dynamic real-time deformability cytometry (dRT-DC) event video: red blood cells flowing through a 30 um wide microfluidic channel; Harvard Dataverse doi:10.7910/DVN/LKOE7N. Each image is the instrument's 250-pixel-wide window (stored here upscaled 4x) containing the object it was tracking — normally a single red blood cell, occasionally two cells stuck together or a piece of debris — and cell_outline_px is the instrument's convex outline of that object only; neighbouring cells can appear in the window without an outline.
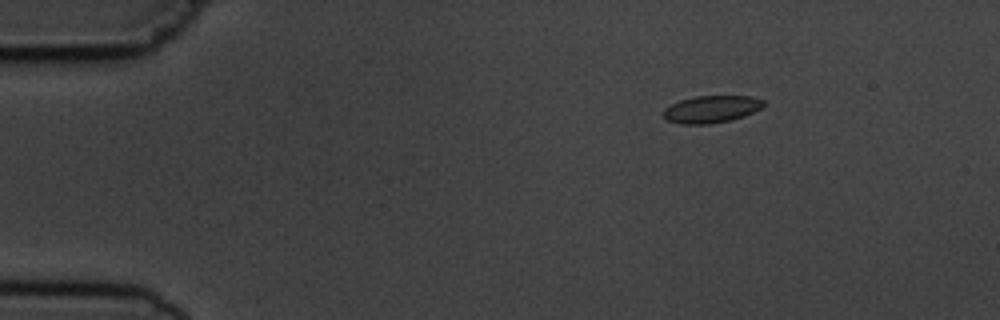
{"species": "common noctule bat (a hibernating species)", "species_latin": "Nyctalus noctula", "temperature_condition": "cold", "stored_images_in_passage": 8, "camera_frame_rate_fps": 3000, "um_per_image_px": 0.085, "animal": {"sex": "male", "body_mass_g": 19.5, "forearm_length_mm": 54.6}, "frame": {"image": 1, "passage_image": 3, "time_ms": 2.0, "image_size_px": [1000, 320], "cell_outline_px": [[764, 104], [760, 108], [744, 116], [732, 120], [708, 124], [680, 124], [668, 120], [664, 116], [664, 108], [680, 100], [696, 96], [752, 96], [764, 100]], "centroid_in_image_um": [60.47, 9.28], "position_along_channel_um": 24.5, "area_um2": 15.78}}
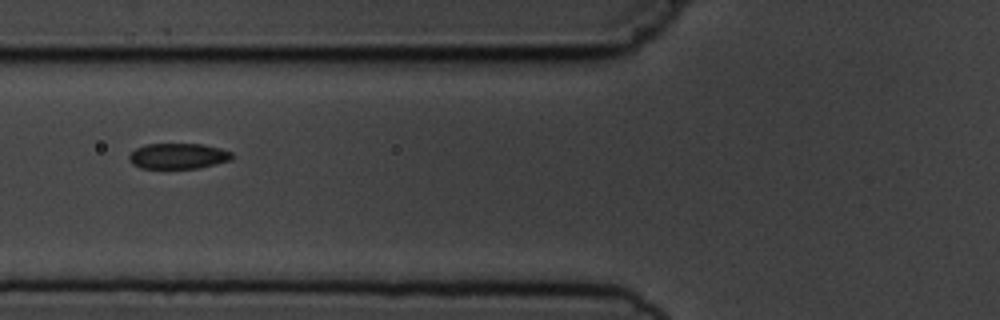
{"frame": {"image": 2, "passage_image": 6, "time_ms": 6.333, "image_size_px": [1000, 320], "cell_outline_px": [[232, 160], [200, 168], [140, 168], [132, 164], [128, 160], [128, 156], [136, 148], [148, 144], [204, 144], [220, 148], [232, 152]], "centroid_in_image_um": [15.15, 13.27], "position_along_channel_um": 110.6, "area_um2": 15.43}}
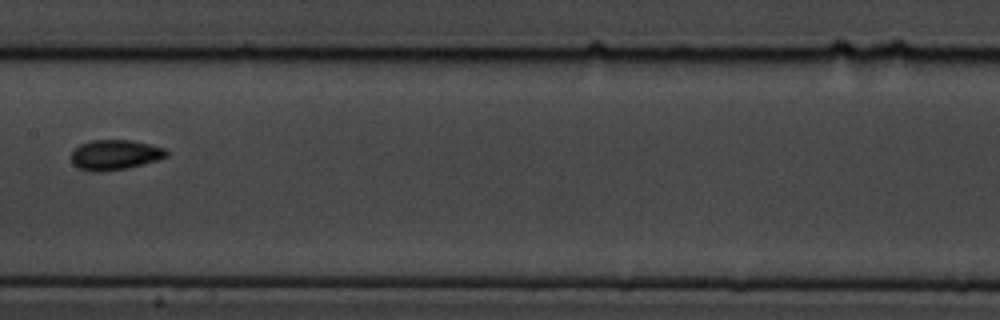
{"frame": {"image": 3, "passage_image": 8, "time_ms": 8.667, "image_size_px": [1000, 320], "cell_outline_px": [[168, 156], [156, 160], [128, 168], [100, 172], [88, 172], [72, 164], [72, 152], [80, 144], [92, 140], [132, 140], [164, 148], [168, 152]], "centroid_in_image_um": [9.75, 13.17], "position_along_channel_um": 197.6, "area_um2": 16.65}}